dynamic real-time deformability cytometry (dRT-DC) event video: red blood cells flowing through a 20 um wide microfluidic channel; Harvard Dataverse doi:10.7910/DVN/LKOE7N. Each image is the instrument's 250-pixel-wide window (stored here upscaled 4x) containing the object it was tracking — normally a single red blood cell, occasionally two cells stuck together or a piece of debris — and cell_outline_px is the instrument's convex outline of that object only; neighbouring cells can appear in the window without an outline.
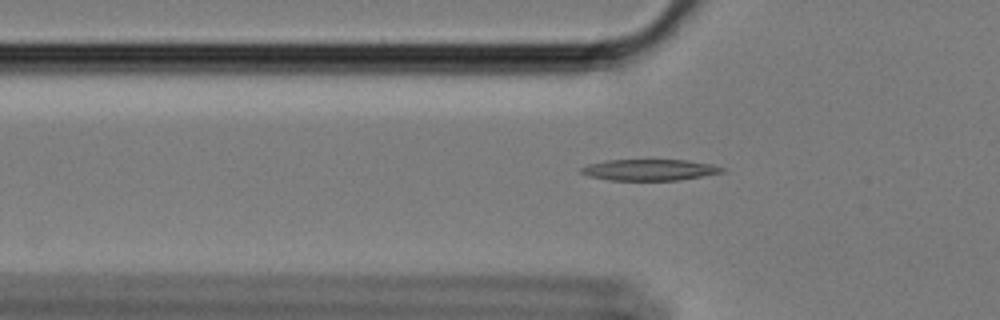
{"species": "Egyptian fruit bat (a non-hibernating species)", "species_latin": "Rousettus aegyptiacus", "temperature_condition": "cold", "stored_images_in_passage": 37, "camera_frame_rate_fps": 3000, "um_per_image_px": 0.085, "animal": {"sex": "female"}, "frame": {"image": 1, "passage_image": 9, "time_ms": 2.667, "image_size_px": [1000, 320], "cell_outline_px": [[724, 172], [680, 180], [608, 180], [588, 176], [580, 172], [580, 168], [588, 164], [604, 160], [688, 160], [712, 164], [724, 168]], "centroid_in_image_um": [55.19, 14.43], "position_along_channel_um": 70.6, "area_um2": 17.46}}
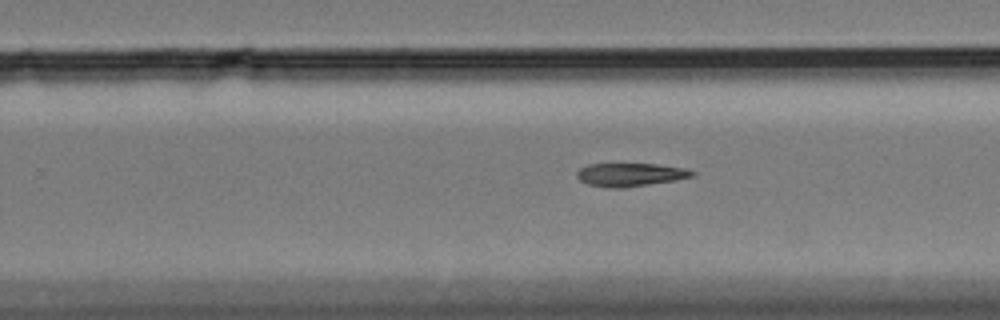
{"frame": {"image": 2, "passage_image": 27, "time_ms": 8.667, "image_size_px": [1000, 320], "cell_outline_px": [[696, 172], [692, 176], [676, 180], [624, 188], [608, 188], [588, 184], [580, 180], [576, 176], [576, 172], [580, 168], [588, 164], [656, 164], [684, 168]], "centroid_in_image_um": [53.54, 14.85], "position_along_channel_um": 276.3, "area_um2": 15.61}}
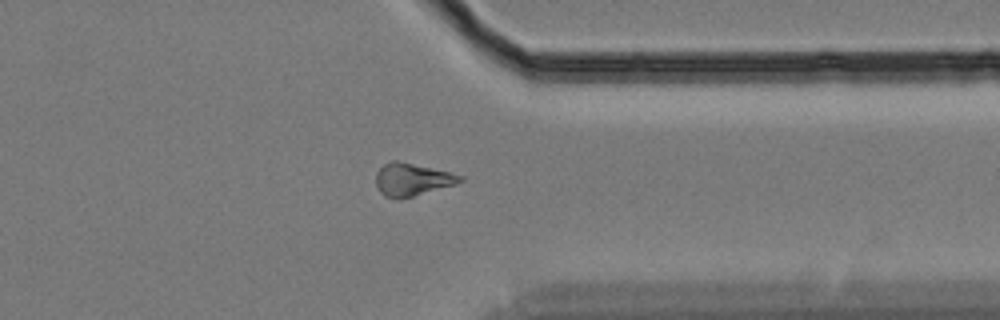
{"frame": {"image": 3, "passage_image": 36, "time_ms": 11.667, "image_size_px": [1000, 320], "cell_outline_px": [[464, 180], [456, 184], [400, 200], [396, 200], [384, 196], [380, 192], [376, 184], [376, 172], [384, 164], [392, 160], [396, 160], [448, 172], [464, 176]], "centroid_in_image_um": [35.0, 15.28], "position_along_channel_um": 376.4, "area_um2": 16.01}}